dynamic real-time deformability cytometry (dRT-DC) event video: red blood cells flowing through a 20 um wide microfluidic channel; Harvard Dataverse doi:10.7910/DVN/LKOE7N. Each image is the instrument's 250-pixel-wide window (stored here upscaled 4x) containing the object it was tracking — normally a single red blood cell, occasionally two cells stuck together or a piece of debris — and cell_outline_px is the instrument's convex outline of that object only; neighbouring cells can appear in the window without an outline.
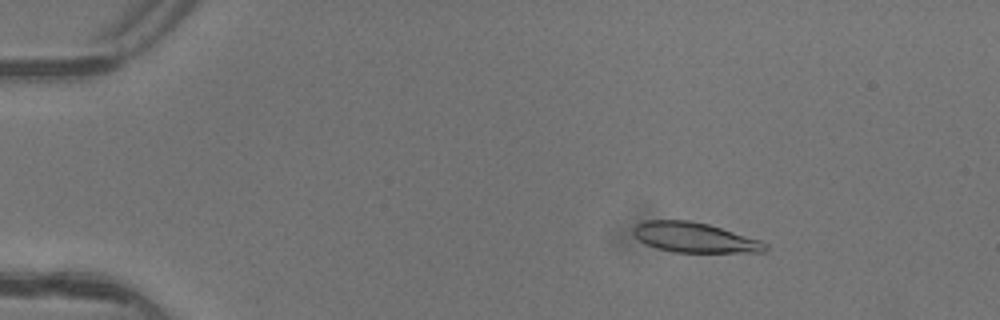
{"species": "common noctule bat (a hibernating species)", "species_latin": "Nyctalus noctula", "temperature_condition": "warm", "stored_images_in_passage": 5, "camera_frame_rate_fps": 3000, "um_per_image_px": 0.085, "animal": {"sex": "female"}, "frame": {"image": 1, "passage_image": 3, "time_ms": 0.667, "image_size_px": [1000, 320], "cell_outline_px": [[768, 248], [764, 252], [676, 252], [656, 248], [644, 244], [632, 232], [632, 228], [636, 224], [644, 220], [688, 220], [708, 224], [760, 240], [768, 244]], "centroid_in_image_um": [59.01, 20.18], "position_along_channel_um": 26.0, "area_um2": 23.0}}